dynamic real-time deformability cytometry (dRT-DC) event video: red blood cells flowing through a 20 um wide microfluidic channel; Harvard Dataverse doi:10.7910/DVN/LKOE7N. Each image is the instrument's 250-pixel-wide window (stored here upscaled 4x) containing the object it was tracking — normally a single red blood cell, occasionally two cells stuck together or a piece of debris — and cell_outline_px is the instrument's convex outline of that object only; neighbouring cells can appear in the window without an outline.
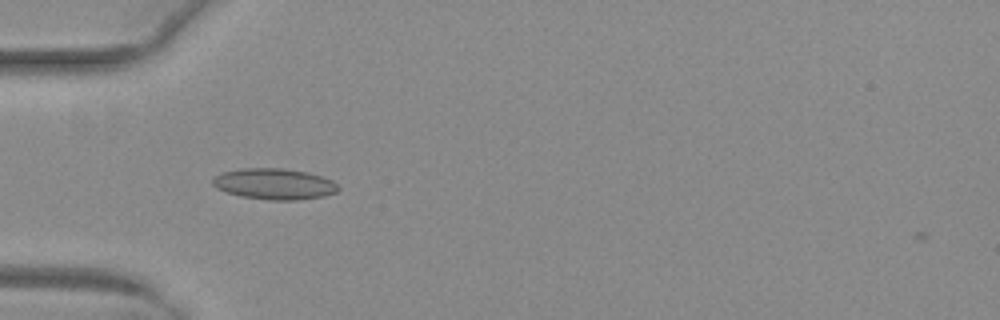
{"species": "common noctule bat (a hibernating species)", "species_latin": "Nyctalus noctula", "temperature_condition": "warm", "stored_images_in_passage": 36, "camera_frame_rate_fps": 3000, "um_per_image_px": 0.085, "animal": {"sex": "female", "body_mass_g": 29.2, "forearm_length_mm": 56.3}, "frame": {"image": 1, "passage_image": 1, "time_ms": 0.0, "image_size_px": [1000, 320], "cell_outline_px": [[340, 188], [336, 192], [324, 196], [296, 200], [268, 200], [240, 196], [216, 188], [212, 184], [212, 180], [216, 176], [224, 172], [244, 168], [284, 168], [308, 172], [332, 180]], "centroid_in_image_um": [23.33, 15.64], "position_along_channel_um": 61.7, "area_um2": 22.6}}
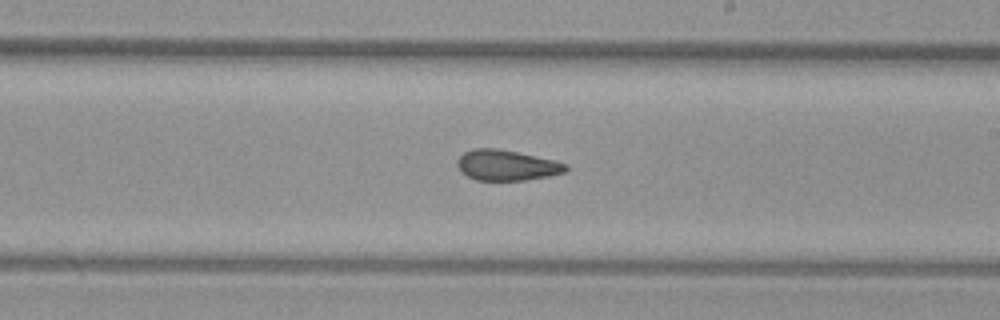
{"frame": {"image": 2, "passage_image": 15, "time_ms": 4.667, "image_size_px": [1000, 320], "cell_outline_px": [[568, 172], [548, 176], [524, 180], [476, 180], [460, 172], [456, 164], [456, 160], [464, 152], [476, 148], [496, 148], [556, 160], [568, 164]], "centroid_in_image_um": [43.08, 14.05], "position_along_channel_um": 245.9, "area_um2": 19.42}}
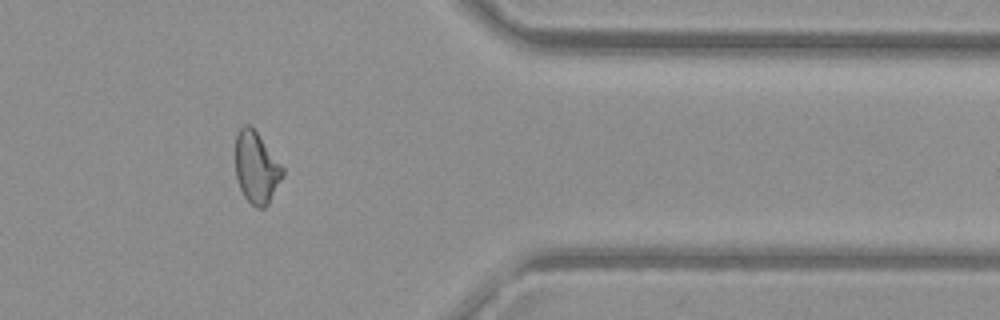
{"frame": {"image": 3, "passage_image": 27, "time_ms": 8.667, "image_size_px": [1000, 320], "cell_outline_px": [[284, 176], [268, 204], [264, 208], [256, 208], [244, 196], [240, 188], [236, 176], [236, 136], [240, 128], [244, 124], [248, 124], [256, 132], [284, 168]], "centroid_in_image_um": [21.8, 14.27], "position_along_channel_um": 389.6, "area_um2": 19.48}, "authors_computed_cell_mechanics": {"area_um2": 19.9121, "velocity_mm_per_s": 4.0183, "shape_relaxation_time_tau1_ms": null, "shape_relaxation_time_tau2_ms": 2.4156, "deformation_change_tau1": null, "deformation_change_tau2": 0.0811}}